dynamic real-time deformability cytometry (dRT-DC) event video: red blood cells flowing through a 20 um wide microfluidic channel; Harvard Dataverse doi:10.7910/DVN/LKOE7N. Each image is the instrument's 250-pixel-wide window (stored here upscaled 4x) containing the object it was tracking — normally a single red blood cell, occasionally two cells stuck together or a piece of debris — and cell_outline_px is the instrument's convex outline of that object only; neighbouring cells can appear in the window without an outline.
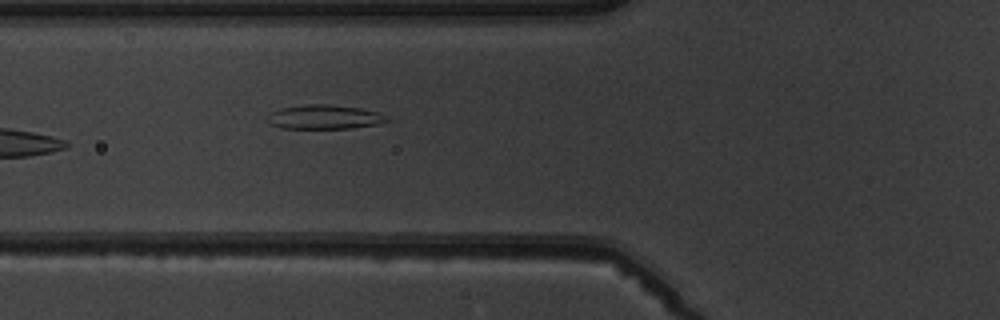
{"species": "common noctule bat (a hibernating species)", "species_latin": "Nyctalus noctula", "temperature_condition": "warm", "stored_images_in_passage": 3, "camera_frame_rate_fps": 3000, "um_per_image_px": 0.085, "animal": {"sex": "male", "body_mass_g": 19.5, "forearm_length_mm": 54.6}, "frame": {"image": 1, "passage_image": 3, "time_ms": 2.333, "image_size_px": [1000, 320], "cell_outline_px": [[388, 120], [376, 124], [352, 128], [280, 128], [272, 124], [268, 120], [268, 112], [280, 108], [308, 104], [328, 104], [360, 108], [380, 112]], "centroid_in_image_um": [27.53, 9.93], "position_along_channel_um": 98.3, "area_um2": 16.7}}